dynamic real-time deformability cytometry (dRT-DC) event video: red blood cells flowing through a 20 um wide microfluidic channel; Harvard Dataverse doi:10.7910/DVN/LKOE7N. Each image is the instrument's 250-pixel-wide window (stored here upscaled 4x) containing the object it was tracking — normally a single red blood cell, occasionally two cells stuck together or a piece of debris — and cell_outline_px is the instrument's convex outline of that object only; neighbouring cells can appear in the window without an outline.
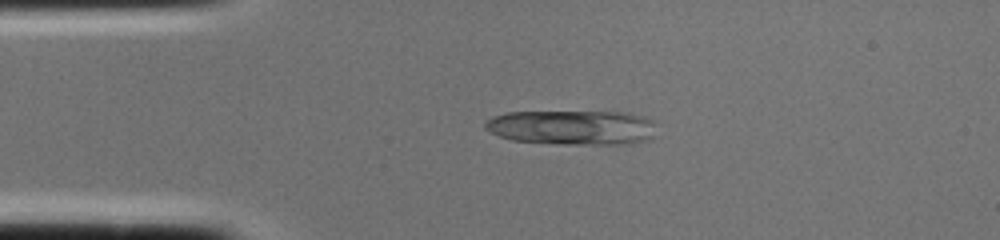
{"species": "common noctule bat (a hibernating species)", "species_latin": "Nyctalus noctula", "temperature_condition": "cold", "stored_images_in_passage": 1, "camera_frame_rate_fps": 3000, "um_per_image_px": 0.085, "animal": {"sex": "female", "body_mass_g": 22.0, "forearm_length_mm": 56.7}, "frame": {"image": 1, "passage_image": 1, "time_ms": 0.0, "image_size_px": [1000, 240], "cell_outline_px": [[656, 120], [652, 140], [632, 144], [564, 144], [512, 140], [500, 136], [484, 128], [484, 124], [492, 116], [508, 112], [628, 112], [644, 116]], "centroid_in_image_um": [48.73, 10.83], "position_along_channel_um": 36.3, "area_um2": 34.97}}